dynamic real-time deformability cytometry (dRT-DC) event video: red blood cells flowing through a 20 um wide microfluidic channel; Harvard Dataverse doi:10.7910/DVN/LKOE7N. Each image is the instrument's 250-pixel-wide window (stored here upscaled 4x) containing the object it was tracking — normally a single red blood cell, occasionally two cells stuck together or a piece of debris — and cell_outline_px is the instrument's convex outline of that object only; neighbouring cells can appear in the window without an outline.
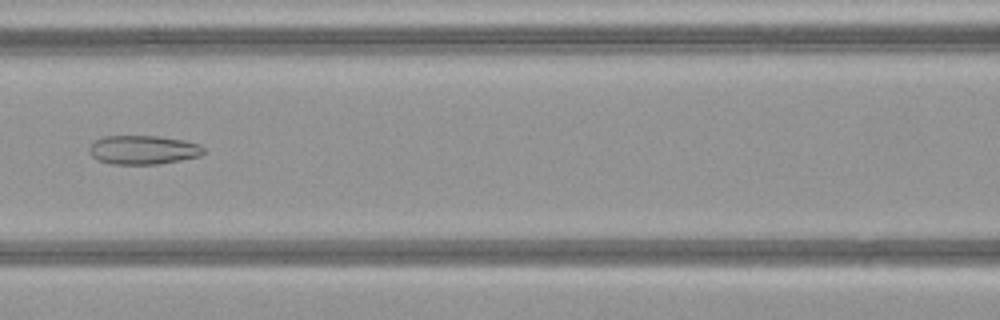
{"species": "common noctule bat (a hibernating species)", "species_latin": "Nyctalus noctula", "temperature_condition": "warm", "stored_images_in_passage": 46, "camera_frame_rate_fps": 3000, "um_per_image_px": 0.085, "animal": {"sex": "female", "body_mass_g": 21.9}, "frame": {"image": 1, "passage_image": 19, "time_ms": 6.0, "image_size_px": [1000, 320], "cell_outline_px": [[204, 152], [200, 156], [180, 160], [156, 164], [112, 164], [96, 160], [88, 152], [88, 148], [96, 140], [104, 136], [160, 136], [184, 140], [200, 144], [204, 148]], "centroid_in_image_um": [12.16, 12.74], "position_along_channel_um": 154.4, "area_um2": 19.36}}
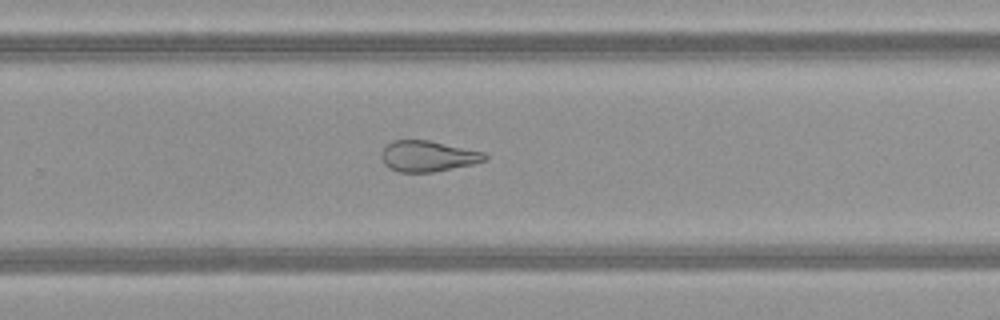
{"frame": {"image": 2, "passage_image": 29, "time_ms": 9.333, "image_size_px": [1000, 320], "cell_outline_px": [[488, 160], [472, 164], [432, 172], [400, 172], [388, 168], [384, 164], [380, 156], [380, 152], [392, 140], [428, 140], [484, 152], [488, 156]], "centroid_in_image_um": [36.34, 13.27], "position_along_channel_um": 293.5, "area_um2": 18.61}}
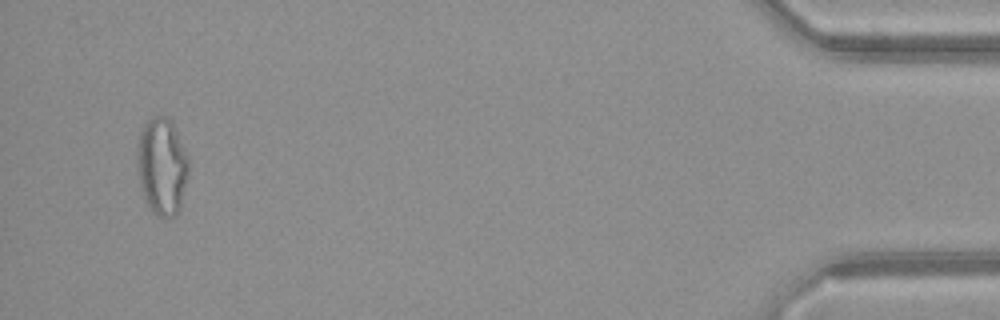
{"frame": {"image": 3, "passage_image": 44, "time_ms": 14.333, "image_size_px": [1000, 320], "cell_outline_px": [[188, 176], [180, 208], [168, 220], [156, 216], [152, 212], [144, 200], [140, 184], [136, 156], [136, 144], [140, 132], [144, 124], [152, 116], [168, 116], [172, 120], [188, 156]], "centroid_in_image_um": [13.76, 14.13], "position_along_channel_um": 421.4, "area_um2": 29.71}, "authors_computed_cell_mechanics": {"area_um2": 25.0563, "velocity_mm_per_s": 4.1893, "shape_relaxation_time_tau1_ms": null, "shape_relaxation_time_tau2_ms": 3.0581, "deformation_change_tau1": null, "deformation_change_tau2": 0.1365}}